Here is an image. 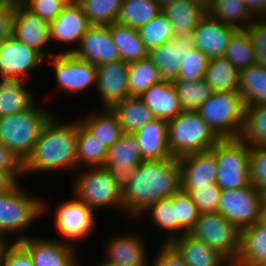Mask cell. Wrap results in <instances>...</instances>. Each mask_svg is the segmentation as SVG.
I'll return each instance as SVG.
<instances>
[{
	"instance_id": "cell-32",
	"label": "cell",
	"mask_w": 266,
	"mask_h": 266,
	"mask_svg": "<svg viewBox=\"0 0 266 266\" xmlns=\"http://www.w3.org/2000/svg\"><path fill=\"white\" fill-rule=\"evenodd\" d=\"M148 212V213H147ZM153 220L154 226H157L160 231L166 232L168 235L163 244H170L175 238L183 236L187 232L176 221V206H174V198L171 196L159 202L149 205L138 217L144 214Z\"/></svg>"
},
{
	"instance_id": "cell-13",
	"label": "cell",
	"mask_w": 266,
	"mask_h": 266,
	"mask_svg": "<svg viewBox=\"0 0 266 266\" xmlns=\"http://www.w3.org/2000/svg\"><path fill=\"white\" fill-rule=\"evenodd\" d=\"M45 58L15 37L8 38L0 45V78L19 80L46 64Z\"/></svg>"
},
{
	"instance_id": "cell-39",
	"label": "cell",
	"mask_w": 266,
	"mask_h": 266,
	"mask_svg": "<svg viewBox=\"0 0 266 266\" xmlns=\"http://www.w3.org/2000/svg\"><path fill=\"white\" fill-rule=\"evenodd\" d=\"M240 139L249 146L266 148V103L245 107Z\"/></svg>"
},
{
	"instance_id": "cell-43",
	"label": "cell",
	"mask_w": 266,
	"mask_h": 266,
	"mask_svg": "<svg viewBox=\"0 0 266 266\" xmlns=\"http://www.w3.org/2000/svg\"><path fill=\"white\" fill-rule=\"evenodd\" d=\"M91 25L108 26L115 23L123 0H77Z\"/></svg>"
},
{
	"instance_id": "cell-18",
	"label": "cell",
	"mask_w": 266,
	"mask_h": 266,
	"mask_svg": "<svg viewBox=\"0 0 266 266\" xmlns=\"http://www.w3.org/2000/svg\"><path fill=\"white\" fill-rule=\"evenodd\" d=\"M129 63L120 60L97 65L96 91L101 108H111L117 102L131 97L128 87Z\"/></svg>"
},
{
	"instance_id": "cell-47",
	"label": "cell",
	"mask_w": 266,
	"mask_h": 266,
	"mask_svg": "<svg viewBox=\"0 0 266 266\" xmlns=\"http://www.w3.org/2000/svg\"><path fill=\"white\" fill-rule=\"evenodd\" d=\"M245 30L255 50V64L266 68V19H254Z\"/></svg>"
},
{
	"instance_id": "cell-55",
	"label": "cell",
	"mask_w": 266,
	"mask_h": 266,
	"mask_svg": "<svg viewBox=\"0 0 266 266\" xmlns=\"http://www.w3.org/2000/svg\"><path fill=\"white\" fill-rule=\"evenodd\" d=\"M255 19L266 18V0H242Z\"/></svg>"
},
{
	"instance_id": "cell-1",
	"label": "cell",
	"mask_w": 266,
	"mask_h": 266,
	"mask_svg": "<svg viewBox=\"0 0 266 266\" xmlns=\"http://www.w3.org/2000/svg\"><path fill=\"white\" fill-rule=\"evenodd\" d=\"M181 188L180 162L172 157L143 161L122 192L125 218L136 219L149 205L171 197ZM128 215V216H127Z\"/></svg>"
},
{
	"instance_id": "cell-33",
	"label": "cell",
	"mask_w": 266,
	"mask_h": 266,
	"mask_svg": "<svg viewBox=\"0 0 266 266\" xmlns=\"http://www.w3.org/2000/svg\"><path fill=\"white\" fill-rule=\"evenodd\" d=\"M111 110L117 116L121 128L126 134H134L155 119L149 108L138 97H129L117 102L111 107Z\"/></svg>"
},
{
	"instance_id": "cell-26",
	"label": "cell",
	"mask_w": 266,
	"mask_h": 266,
	"mask_svg": "<svg viewBox=\"0 0 266 266\" xmlns=\"http://www.w3.org/2000/svg\"><path fill=\"white\" fill-rule=\"evenodd\" d=\"M170 245L183 258L187 266H226L230 262L218 250L189 233L175 238Z\"/></svg>"
},
{
	"instance_id": "cell-22",
	"label": "cell",
	"mask_w": 266,
	"mask_h": 266,
	"mask_svg": "<svg viewBox=\"0 0 266 266\" xmlns=\"http://www.w3.org/2000/svg\"><path fill=\"white\" fill-rule=\"evenodd\" d=\"M194 47L191 37L173 38L149 50L148 58L160 72L163 82L175 83L180 74V64Z\"/></svg>"
},
{
	"instance_id": "cell-57",
	"label": "cell",
	"mask_w": 266,
	"mask_h": 266,
	"mask_svg": "<svg viewBox=\"0 0 266 266\" xmlns=\"http://www.w3.org/2000/svg\"><path fill=\"white\" fill-rule=\"evenodd\" d=\"M262 214H266V191L261 192Z\"/></svg>"
},
{
	"instance_id": "cell-31",
	"label": "cell",
	"mask_w": 266,
	"mask_h": 266,
	"mask_svg": "<svg viewBox=\"0 0 266 266\" xmlns=\"http://www.w3.org/2000/svg\"><path fill=\"white\" fill-rule=\"evenodd\" d=\"M108 26L122 61L131 63L148 57L149 50L141 40L138 29L117 22Z\"/></svg>"
},
{
	"instance_id": "cell-2",
	"label": "cell",
	"mask_w": 266,
	"mask_h": 266,
	"mask_svg": "<svg viewBox=\"0 0 266 266\" xmlns=\"http://www.w3.org/2000/svg\"><path fill=\"white\" fill-rule=\"evenodd\" d=\"M78 120L62 121L55 113L46 122L30 156L24 161V175L38 172L76 171Z\"/></svg>"
},
{
	"instance_id": "cell-28",
	"label": "cell",
	"mask_w": 266,
	"mask_h": 266,
	"mask_svg": "<svg viewBox=\"0 0 266 266\" xmlns=\"http://www.w3.org/2000/svg\"><path fill=\"white\" fill-rule=\"evenodd\" d=\"M243 266H266V219L241 230L240 252L236 260Z\"/></svg>"
},
{
	"instance_id": "cell-5",
	"label": "cell",
	"mask_w": 266,
	"mask_h": 266,
	"mask_svg": "<svg viewBox=\"0 0 266 266\" xmlns=\"http://www.w3.org/2000/svg\"><path fill=\"white\" fill-rule=\"evenodd\" d=\"M168 148L172 157L211 150L221 140L197 111H182L168 121Z\"/></svg>"
},
{
	"instance_id": "cell-45",
	"label": "cell",
	"mask_w": 266,
	"mask_h": 266,
	"mask_svg": "<svg viewBox=\"0 0 266 266\" xmlns=\"http://www.w3.org/2000/svg\"><path fill=\"white\" fill-rule=\"evenodd\" d=\"M172 197L174 198V206H176V221L187 233H190L195 226L200 211L190 194L181 188Z\"/></svg>"
},
{
	"instance_id": "cell-61",
	"label": "cell",
	"mask_w": 266,
	"mask_h": 266,
	"mask_svg": "<svg viewBox=\"0 0 266 266\" xmlns=\"http://www.w3.org/2000/svg\"><path fill=\"white\" fill-rule=\"evenodd\" d=\"M103 261V262H102ZM100 263H99V265H98V263H97V266H116V265H114V264H110V263H107V262H105L104 260H102Z\"/></svg>"
},
{
	"instance_id": "cell-10",
	"label": "cell",
	"mask_w": 266,
	"mask_h": 266,
	"mask_svg": "<svg viewBox=\"0 0 266 266\" xmlns=\"http://www.w3.org/2000/svg\"><path fill=\"white\" fill-rule=\"evenodd\" d=\"M218 213L241 231L263 218L261 193L252 184L241 189L221 190Z\"/></svg>"
},
{
	"instance_id": "cell-24",
	"label": "cell",
	"mask_w": 266,
	"mask_h": 266,
	"mask_svg": "<svg viewBox=\"0 0 266 266\" xmlns=\"http://www.w3.org/2000/svg\"><path fill=\"white\" fill-rule=\"evenodd\" d=\"M207 3L176 0L162 7V13L172 24L174 38H192L194 28L207 14Z\"/></svg>"
},
{
	"instance_id": "cell-11",
	"label": "cell",
	"mask_w": 266,
	"mask_h": 266,
	"mask_svg": "<svg viewBox=\"0 0 266 266\" xmlns=\"http://www.w3.org/2000/svg\"><path fill=\"white\" fill-rule=\"evenodd\" d=\"M71 196L70 199L60 202L61 204L56 207L54 227L60 234L59 236L64 238L61 241L75 245L73 241L85 240L93 232L97 212L81 202L73 193Z\"/></svg>"
},
{
	"instance_id": "cell-63",
	"label": "cell",
	"mask_w": 266,
	"mask_h": 266,
	"mask_svg": "<svg viewBox=\"0 0 266 266\" xmlns=\"http://www.w3.org/2000/svg\"><path fill=\"white\" fill-rule=\"evenodd\" d=\"M188 1H192V2H208V0H188Z\"/></svg>"
},
{
	"instance_id": "cell-21",
	"label": "cell",
	"mask_w": 266,
	"mask_h": 266,
	"mask_svg": "<svg viewBox=\"0 0 266 266\" xmlns=\"http://www.w3.org/2000/svg\"><path fill=\"white\" fill-rule=\"evenodd\" d=\"M72 54L96 66L121 59L118 48L112 40L109 26L102 25H92Z\"/></svg>"
},
{
	"instance_id": "cell-30",
	"label": "cell",
	"mask_w": 266,
	"mask_h": 266,
	"mask_svg": "<svg viewBox=\"0 0 266 266\" xmlns=\"http://www.w3.org/2000/svg\"><path fill=\"white\" fill-rule=\"evenodd\" d=\"M23 81L0 78V117L30 109L35 100Z\"/></svg>"
},
{
	"instance_id": "cell-50",
	"label": "cell",
	"mask_w": 266,
	"mask_h": 266,
	"mask_svg": "<svg viewBox=\"0 0 266 266\" xmlns=\"http://www.w3.org/2000/svg\"><path fill=\"white\" fill-rule=\"evenodd\" d=\"M70 0H22L33 13L49 22L55 20Z\"/></svg>"
},
{
	"instance_id": "cell-12",
	"label": "cell",
	"mask_w": 266,
	"mask_h": 266,
	"mask_svg": "<svg viewBox=\"0 0 266 266\" xmlns=\"http://www.w3.org/2000/svg\"><path fill=\"white\" fill-rule=\"evenodd\" d=\"M56 53L45 62L53 66L54 79L61 91L78 94L90 86L96 88L97 71L94 63L76 58L72 53Z\"/></svg>"
},
{
	"instance_id": "cell-40",
	"label": "cell",
	"mask_w": 266,
	"mask_h": 266,
	"mask_svg": "<svg viewBox=\"0 0 266 266\" xmlns=\"http://www.w3.org/2000/svg\"><path fill=\"white\" fill-rule=\"evenodd\" d=\"M160 72L147 57L129 63L128 87L131 97H138L154 84L161 82Z\"/></svg>"
},
{
	"instance_id": "cell-34",
	"label": "cell",
	"mask_w": 266,
	"mask_h": 266,
	"mask_svg": "<svg viewBox=\"0 0 266 266\" xmlns=\"http://www.w3.org/2000/svg\"><path fill=\"white\" fill-rule=\"evenodd\" d=\"M108 148L78 119L76 159L78 169L104 166ZM82 167H81V166Z\"/></svg>"
},
{
	"instance_id": "cell-38",
	"label": "cell",
	"mask_w": 266,
	"mask_h": 266,
	"mask_svg": "<svg viewBox=\"0 0 266 266\" xmlns=\"http://www.w3.org/2000/svg\"><path fill=\"white\" fill-rule=\"evenodd\" d=\"M162 12L156 0H123L117 23L138 29Z\"/></svg>"
},
{
	"instance_id": "cell-8",
	"label": "cell",
	"mask_w": 266,
	"mask_h": 266,
	"mask_svg": "<svg viewBox=\"0 0 266 266\" xmlns=\"http://www.w3.org/2000/svg\"><path fill=\"white\" fill-rule=\"evenodd\" d=\"M217 160L216 184L222 190L241 189L249 184L250 146L238 139H221L212 149Z\"/></svg>"
},
{
	"instance_id": "cell-53",
	"label": "cell",
	"mask_w": 266,
	"mask_h": 266,
	"mask_svg": "<svg viewBox=\"0 0 266 266\" xmlns=\"http://www.w3.org/2000/svg\"><path fill=\"white\" fill-rule=\"evenodd\" d=\"M151 263L149 266H187L183 258L170 244L163 243Z\"/></svg>"
},
{
	"instance_id": "cell-6",
	"label": "cell",
	"mask_w": 266,
	"mask_h": 266,
	"mask_svg": "<svg viewBox=\"0 0 266 266\" xmlns=\"http://www.w3.org/2000/svg\"><path fill=\"white\" fill-rule=\"evenodd\" d=\"M75 174L71 193L81 202L96 212L110 206L123 211L122 191L105 166L78 169Z\"/></svg>"
},
{
	"instance_id": "cell-7",
	"label": "cell",
	"mask_w": 266,
	"mask_h": 266,
	"mask_svg": "<svg viewBox=\"0 0 266 266\" xmlns=\"http://www.w3.org/2000/svg\"><path fill=\"white\" fill-rule=\"evenodd\" d=\"M197 112L220 139L240 138L245 106L238 91L214 92Z\"/></svg>"
},
{
	"instance_id": "cell-19",
	"label": "cell",
	"mask_w": 266,
	"mask_h": 266,
	"mask_svg": "<svg viewBox=\"0 0 266 266\" xmlns=\"http://www.w3.org/2000/svg\"><path fill=\"white\" fill-rule=\"evenodd\" d=\"M180 162L181 189H198L216 183L217 160L211 150L191 153L178 158Z\"/></svg>"
},
{
	"instance_id": "cell-48",
	"label": "cell",
	"mask_w": 266,
	"mask_h": 266,
	"mask_svg": "<svg viewBox=\"0 0 266 266\" xmlns=\"http://www.w3.org/2000/svg\"><path fill=\"white\" fill-rule=\"evenodd\" d=\"M221 188L215 183L198 189H188V192L197 205L200 213L218 212Z\"/></svg>"
},
{
	"instance_id": "cell-59",
	"label": "cell",
	"mask_w": 266,
	"mask_h": 266,
	"mask_svg": "<svg viewBox=\"0 0 266 266\" xmlns=\"http://www.w3.org/2000/svg\"><path fill=\"white\" fill-rule=\"evenodd\" d=\"M7 243H8L7 241H5L2 237H0V256Z\"/></svg>"
},
{
	"instance_id": "cell-29",
	"label": "cell",
	"mask_w": 266,
	"mask_h": 266,
	"mask_svg": "<svg viewBox=\"0 0 266 266\" xmlns=\"http://www.w3.org/2000/svg\"><path fill=\"white\" fill-rule=\"evenodd\" d=\"M96 111L78 119L107 148H110L124 135V131L111 108H103L101 113Z\"/></svg>"
},
{
	"instance_id": "cell-60",
	"label": "cell",
	"mask_w": 266,
	"mask_h": 266,
	"mask_svg": "<svg viewBox=\"0 0 266 266\" xmlns=\"http://www.w3.org/2000/svg\"><path fill=\"white\" fill-rule=\"evenodd\" d=\"M162 7L166 4L172 3L173 1L176 0H156Z\"/></svg>"
},
{
	"instance_id": "cell-42",
	"label": "cell",
	"mask_w": 266,
	"mask_h": 266,
	"mask_svg": "<svg viewBox=\"0 0 266 266\" xmlns=\"http://www.w3.org/2000/svg\"><path fill=\"white\" fill-rule=\"evenodd\" d=\"M223 57L239 71L255 64V50L245 29H237L231 35Z\"/></svg>"
},
{
	"instance_id": "cell-23",
	"label": "cell",
	"mask_w": 266,
	"mask_h": 266,
	"mask_svg": "<svg viewBox=\"0 0 266 266\" xmlns=\"http://www.w3.org/2000/svg\"><path fill=\"white\" fill-rule=\"evenodd\" d=\"M237 29L224 24L208 14L194 28V47L204 52L209 59L223 57L231 35Z\"/></svg>"
},
{
	"instance_id": "cell-56",
	"label": "cell",
	"mask_w": 266,
	"mask_h": 266,
	"mask_svg": "<svg viewBox=\"0 0 266 266\" xmlns=\"http://www.w3.org/2000/svg\"><path fill=\"white\" fill-rule=\"evenodd\" d=\"M17 181L9 174L0 172V195L10 190Z\"/></svg>"
},
{
	"instance_id": "cell-20",
	"label": "cell",
	"mask_w": 266,
	"mask_h": 266,
	"mask_svg": "<svg viewBox=\"0 0 266 266\" xmlns=\"http://www.w3.org/2000/svg\"><path fill=\"white\" fill-rule=\"evenodd\" d=\"M135 233L123 232L108 238L103 246L104 261L116 266H149L146 241L140 233Z\"/></svg>"
},
{
	"instance_id": "cell-44",
	"label": "cell",
	"mask_w": 266,
	"mask_h": 266,
	"mask_svg": "<svg viewBox=\"0 0 266 266\" xmlns=\"http://www.w3.org/2000/svg\"><path fill=\"white\" fill-rule=\"evenodd\" d=\"M138 33L148 50L174 38L172 24L162 12L147 24L139 27Z\"/></svg>"
},
{
	"instance_id": "cell-35",
	"label": "cell",
	"mask_w": 266,
	"mask_h": 266,
	"mask_svg": "<svg viewBox=\"0 0 266 266\" xmlns=\"http://www.w3.org/2000/svg\"><path fill=\"white\" fill-rule=\"evenodd\" d=\"M238 92L244 106L266 103V68L253 64L240 71Z\"/></svg>"
},
{
	"instance_id": "cell-54",
	"label": "cell",
	"mask_w": 266,
	"mask_h": 266,
	"mask_svg": "<svg viewBox=\"0 0 266 266\" xmlns=\"http://www.w3.org/2000/svg\"><path fill=\"white\" fill-rule=\"evenodd\" d=\"M16 5L0 4V45L13 36Z\"/></svg>"
},
{
	"instance_id": "cell-62",
	"label": "cell",
	"mask_w": 266,
	"mask_h": 266,
	"mask_svg": "<svg viewBox=\"0 0 266 266\" xmlns=\"http://www.w3.org/2000/svg\"><path fill=\"white\" fill-rule=\"evenodd\" d=\"M226 266H243V265L238 264L236 261H230Z\"/></svg>"
},
{
	"instance_id": "cell-14",
	"label": "cell",
	"mask_w": 266,
	"mask_h": 266,
	"mask_svg": "<svg viewBox=\"0 0 266 266\" xmlns=\"http://www.w3.org/2000/svg\"><path fill=\"white\" fill-rule=\"evenodd\" d=\"M140 148L133 134L124 135L110 148L104 166L123 192L132 180L137 166L143 162Z\"/></svg>"
},
{
	"instance_id": "cell-4",
	"label": "cell",
	"mask_w": 266,
	"mask_h": 266,
	"mask_svg": "<svg viewBox=\"0 0 266 266\" xmlns=\"http://www.w3.org/2000/svg\"><path fill=\"white\" fill-rule=\"evenodd\" d=\"M38 105L35 103L24 112L0 117V142L23 163L33 151L42 128L53 115L51 110Z\"/></svg>"
},
{
	"instance_id": "cell-46",
	"label": "cell",
	"mask_w": 266,
	"mask_h": 266,
	"mask_svg": "<svg viewBox=\"0 0 266 266\" xmlns=\"http://www.w3.org/2000/svg\"><path fill=\"white\" fill-rule=\"evenodd\" d=\"M209 60L204 52L198 48H193L181 62L177 80L197 81L203 79Z\"/></svg>"
},
{
	"instance_id": "cell-15",
	"label": "cell",
	"mask_w": 266,
	"mask_h": 266,
	"mask_svg": "<svg viewBox=\"0 0 266 266\" xmlns=\"http://www.w3.org/2000/svg\"><path fill=\"white\" fill-rule=\"evenodd\" d=\"M30 255L33 266H82L76 256V245L58 238L29 236L18 242Z\"/></svg>"
},
{
	"instance_id": "cell-36",
	"label": "cell",
	"mask_w": 266,
	"mask_h": 266,
	"mask_svg": "<svg viewBox=\"0 0 266 266\" xmlns=\"http://www.w3.org/2000/svg\"><path fill=\"white\" fill-rule=\"evenodd\" d=\"M207 14L236 29H245L255 19L242 0H208Z\"/></svg>"
},
{
	"instance_id": "cell-9",
	"label": "cell",
	"mask_w": 266,
	"mask_h": 266,
	"mask_svg": "<svg viewBox=\"0 0 266 266\" xmlns=\"http://www.w3.org/2000/svg\"><path fill=\"white\" fill-rule=\"evenodd\" d=\"M189 234L218 250L229 261H236L239 256L241 231L221 213H200Z\"/></svg>"
},
{
	"instance_id": "cell-41",
	"label": "cell",
	"mask_w": 266,
	"mask_h": 266,
	"mask_svg": "<svg viewBox=\"0 0 266 266\" xmlns=\"http://www.w3.org/2000/svg\"><path fill=\"white\" fill-rule=\"evenodd\" d=\"M173 85L183 111H197L214 93L204 78L197 81L177 80Z\"/></svg>"
},
{
	"instance_id": "cell-49",
	"label": "cell",
	"mask_w": 266,
	"mask_h": 266,
	"mask_svg": "<svg viewBox=\"0 0 266 266\" xmlns=\"http://www.w3.org/2000/svg\"><path fill=\"white\" fill-rule=\"evenodd\" d=\"M249 170L251 184L260 193L266 191V148L250 146Z\"/></svg>"
},
{
	"instance_id": "cell-3",
	"label": "cell",
	"mask_w": 266,
	"mask_h": 266,
	"mask_svg": "<svg viewBox=\"0 0 266 266\" xmlns=\"http://www.w3.org/2000/svg\"><path fill=\"white\" fill-rule=\"evenodd\" d=\"M46 199L29 194L17 182L10 190L0 195V237L7 240L8 233L19 235L13 242L27 239L29 227L49 209ZM35 221V222H34ZM18 234H17V233ZM24 232V234H23ZM11 233V234H10ZM7 235V236H6ZM24 235V236H23Z\"/></svg>"
},
{
	"instance_id": "cell-25",
	"label": "cell",
	"mask_w": 266,
	"mask_h": 266,
	"mask_svg": "<svg viewBox=\"0 0 266 266\" xmlns=\"http://www.w3.org/2000/svg\"><path fill=\"white\" fill-rule=\"evenodd\" d=\"M168 133V121L155 118L133 134L144 161L172 158L168 148Z\"/></svg>"
},
{
	"instance_id": "cell-52",
	"label": "cell",
	"mask_w": 266,
	"mask_h": 266,
	"mask_svg": "<svg viewBox=\"0 0 266 266\" xmlns=\"http://www.w3.org/2000/svg\"><path fill=\"white\" fill-rule=\"evenodd\" d=\"M0 172L9 173L17 182L24 176V163L0 142Z\"/></svg>"
},
{
	"instance_id": "cell-37",
	"label": "cell",
	"mask_w": 266,
	"mask_h": 266,
	"mask_svg": "<svg viewBox=\"0 0 266 266\" xmlns=\"http://www.w3.org/2000/svg\"><path fill=\"white\" fill-rule=\"evenodd\" d=\"M240 71L225 57L210 59L204 79L214 92L238 91Z\"/></svg>"
},
{
	"instance_id": "cell-27",
	"label": "cell",
	"mask_w": 266,
	"mask_h": 266,
	"mask_svg": "<svg viewBox=\"0 0 266 266\" xmlns=\"http://www.w3.org/2000/svg\"><path fill=\"white\" fill-rule=\"evenodd\" d=\"M138 98L155 118L165 121L172 120L183 111L173 83L161 81L149 87Z\"/></svg>"
},
{
	"instance_id": "cell-17",
	"label": "cell",
	"mask_w": 266,
	"mask_h": 266,
	"mask_svg": "<svg viewBox=\"0 0 266 266\" xmlns=\"http://www.w3.org/2000/svg\"><path fill=\"white\" fill-rule=\"evenodd\" d=\"M49 29V21L33 13L22 2L16 4L13 37L28 47L38 51L45 59L55 54L52 51L48 50V52H44L43 50L45 49L46 51V48H48L47 45L51 46Z\"/></svg>"
},
{
	"instance_id": "cell-58",
	"label": "cell",
	"mask_w": 266,
	"mask_h": 266,
	"mask_svg": "<svg viewBox=\"0 0 266 266\" xmlns=\"http://www.w3.org/2000/svg\"><path fill=\"white\" fill-rule=\"evenodd\" d=\"M22 2V0H0V4H13L16 5Z\"/></svg>"
},
{
	"instance_id": "cell-51",
	"label": "cell",
	"mask_w": 266,
	"mask_h": 266,
	"mask_svg": "<svg viewBox=\"0 0 266 266\" xmlns=\"http://www.w3.org/2000/svg\"><path fill=\"white\" fill-rule=\"evenodd\" d=\"M3 266H33L29 253L18 243L8 242L0 256Z\"/></svg>"
},
{
	"instance_id": "cell-16",
	"label": "cell",
	"mask_w": 266,
	"mask_h": 266,
	"mask_svg": "<svg viewBox=\"0 0 266 266\" xmlns=\"http://www.w3.org/2000/svg\"><path fill=\"white\" fill-rule=\"evenodd\" d=\"M91 26L81 4L77 0H70L59 16L50 22V42L71 45L76 43L75 47L60 51V53H72Z\"/></svg>"
}]
</instances>
